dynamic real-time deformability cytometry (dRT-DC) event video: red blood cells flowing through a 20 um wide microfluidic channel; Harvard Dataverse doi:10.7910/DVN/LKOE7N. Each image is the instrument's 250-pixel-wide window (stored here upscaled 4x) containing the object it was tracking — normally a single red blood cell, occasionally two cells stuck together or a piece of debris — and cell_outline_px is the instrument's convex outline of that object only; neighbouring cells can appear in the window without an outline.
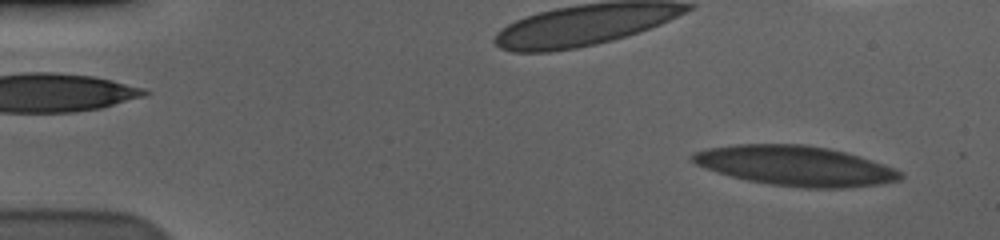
{"species": "human", "species_latin": "Homo sapiens", "temperature_condition": "cold", "stored_images_in_passage": 46, "camera_frame_rate_fps": 3000, "um_per_image_px": 0.085, "donor": {"sex": "male"}, "frame": {"image": 1, "passage_image": 3, "time_ms": 0.667, "image_size_px": [1000, 240], "cell_outline_px": [[904, 176], [900, 180], [876, 184], [844, 188], [804, 188], [772, 184], [748, 180], [732, 176], [696, 164], [692, 160], [692, 156], [696, 152], [708, 148], [740, 144], [800, 144], [828, 148], [844, 152], [884, 164], [900, 172]], "centroid_in_image_um": [67.64, 14.09], "position_along_channel_um": 17.4, "area_um2": 47.45}}
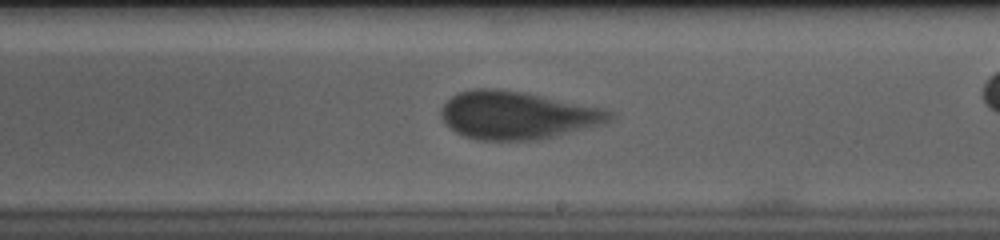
{"frame": {"image": 2, "passage_image": 33, "time_ms": 10.667, "image_size_px": [1000, 240], "cell_outline_px": [[612, 116], [604, 124], [536, 140], [476, 140], [464, 136], [456, 132], [444, 120], [440, 112], [440, 108], [452, 96], [460, 92], [476, 88], [496, 88], [520, 92], [600, 108], [612, 112]], "centroid_in_image_um": [43.91, 9.8], "position_along_channel_um": 245.1, "area_um2": 46.12}}
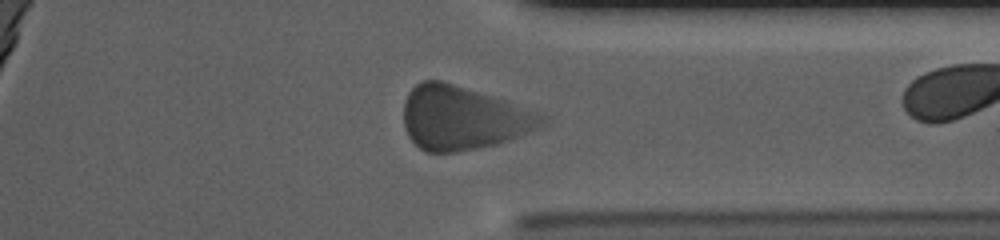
{"frame": {"image": 3, "passage_image": 44, "time_ms": 14.333, "image_size_px": [1000, 240], "cell_outline_px": [[540, 124], [536, 128], [508, 140], [496, 144], [456, 152], [424, 152], [408, 136], [404, 128], [404, 100], [408, 92], [416, 84], [424, 80], [440, 80], [492, 96], [504, 100], [540, 116]], "centroid_in_image_um": [39.19, 10.03], "position_along_channel_um": 372.2, "area_um2": 49.94}, "authors_computed_cell_mechanics": {"area_um2": 47.4538, "velocity_mm_per_s": 3.4874, "shape_relaxation_time_tau1_ms": 6.0381, "shape_relaxation_time_tau2_ms": 1.0483, "deformation_change_tau1": 0.219, "deformation_change_tau2": 0.0813}}